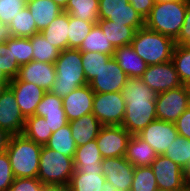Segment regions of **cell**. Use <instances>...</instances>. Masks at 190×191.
Listing matches in <instances>:
<instances>
[{"mask_svg": "<svg viewBox=\"0 0 190 191\" xmlns=\"http://www.w3.org/2000/svg\"><path fill=\"white\" fill-rule=\"evenodd\" d=\"M121 93L126 103L121 126L131 135L138 134L157 119L155 102L157 93L141 78H128Z\"/></svg>", "mask_w": 190, "mask_h": 191, "instance_id": "obj_1", "label": "cell"}, {"mask_svg": "<svg viewBox=\"0 0 190 191\" xmlns=\"http://www.w3.org/2000/svg\"><path fill=\"white\" fill-rule=\"evenodd\" d=\"M54 65L56 80L50 92L57 97L63 98L74 89L88 84L84 74L81 52L78 49L68 48L60 51Z\"/></svg>", "mask_w": 190, "mask_h": 191, "instance_id": "obj_2", "label": "cell"}, {"mask_svg": "<svg viewBox=\"0 0 190 191\" xmlns=\"http://www.w3.org/2000/svg\"><path fill=\"white\" fill-rule=\"evenodd\" d=\"M133 50L148 65L172 60L175 41L147 27L139 28L130 44Z\"/></svg>", "mask_w": 190, "mask_h": 191, "instance_id": "obj_3", "label": "cell"}, {"mask_svg": "<svg viewBox=\"0 0 190 191\" xmlns=\"http://www.w3.org/2000/svg\"><path fill=\"white\" fill-rule=\"evenodd\" d=\"M41 148L23 134L10 137L6 153L15 178H37Z\"/></svg>", "mask_w": 190, "mask_h": 191, "instance_id": "obj_4", "label": "cell"}, {"mask_svg": "<svg viewBox=\"0 0 190 191\" xmlns=\"http://www.w3.org/2000/svg\"><path fill=\"white\" fill-rule=\"evenodd\" d=\"M186 0L155 3L145 19V27L172 38H178L185 21Z\"/></svg>", "mask_w": 190, "mask_h": 191, "instance_id": "obj_5", "label": "cell"}, {"mask_svg": "<svg viewBox=\"0 0 190 191\" xmlns=\"http://www.w3.org/2000/svg\"><path fill=\"white\" fill-rule=\"evenodd\" d=\"M73 159L43 145L37 178L46 187H67L74 173Z\"/></svg>", "mask_w": 190, "mask_h": 191, "instance_id": "obj_6", "label": "cell"}, {"mask_svg": "<svg viewBox=\"0 0 190 191\" xmlns=\"http://www.w3.org/2000/svg\"><path fill=\"white\" fill-rule=\"evenodd\" d=\"M159 191H181L187 187L186 171L164 155H158L151 164Z\"/></svg>", "mask_w": 190, "mask_h": 191, "instance_id": "obj_7", "label": "cell"}, {"mask_svg": "<svg viewBox=\"0 0 190 191\" xmlns=\"http://www.w3.org/2000/svg\"><path fill=\"white\" fill-rule=\"evenodd\" d=\"M155 102L157 119L173 123L190 106L185 85L158 93Z\"/></svg>", "mask_w": 190, "mask_h": 191, "instance_id": "obj_8", "label": "cell"}, {"mask_svg": "<svg viewBox=\"0 0 190 191\" xmlns=\"http://www.w3.org/2000/svg\"><path fill=\"white\" fill-rule=\"evenodd\" d=\"M125 104L121 92L95 93L92 113L103 126L121 125L125 115Z\"/></svg>", "mask_w": 190, "mask_h": 191, "instance_id": "obj_9", "label": "cell"}, {"mask_svg": "<svg viewBox=\"0 0 190 191\" xmlns=\"http://www.w3.org/2000/svg\"><path fill=\"white\" fill-rule=\"evenodd\" d=\"M133 27L136 31L145 26V20L129 3V0H99V20Z\"/></svg>", "mask_w": 190, "mask_h": 191, "instance_id": "obj_10", "label": "cell"}, {"mask_svg": "<svg viewBox=\"0 0 190 191\" xmlns=\"http://www.w3.org/2000/svg\"><path fill=\"white\" fill-rule=\"evenodd\" d=\"M131 136L121 125L102 126L96 138L102 158L125 156Z\"/></svg>", "mask_w": 190, "mask_h": 191, "instance_id": "obj_11", "label": "cell"}, {"mask_svg": "<svg viewBox=\"0 0 190 191\" xmlns=\"http://www.w3.org/2000/svg\"><path fill=\"white\" fill-rule=\"evenodd\" d=\"M141 79L157 94L183 85L172 60L148 66Z\"/></svg>", "mask_w": 190, "mask_h": 191, "instance_id": "obj_12", "label": "cell"}, {"mask_svg": "<svg viewBox=\"0 0 190 191\" xmlns=\"http://www.w3.org/2000/svg\"><path fill=\"white\" fill-rule=\"evenodd\" d=\"M102 174L117 191H130L135 167L124 157L104 158Z\"/></svg>", "mask_w": 190, "mask_h": 191, "instance_id": "obj_13", "label": "cell"}, {"mask_svg": "<svg viewBox=\"0 0 190 191\" xmlns=\"http://www.w3.org/2000/svg\"><path fill=\"white\" fill-rule=\"evenodd\" d=\"M157 153L163 155L167 147L176 139L178 131L173 122L156 119L137 134Z\"/></svg>", "mask_w": 190, "mask_h": 191, "instance_id": "obj_14", "label": "cell"}, {"mask_svg": "<svg viewBox=\"0 0 190 191\" xmlns=\"http://www.w3.org/2000/svg\"><path fill=\"white\" fill-rule=\"evenodd\" d=\"M25 120L13 91L7 87L0 96V128L11 136L21 135Z\"/></svg>", "mask_w": 190, "mask_h": 191, "instance_id": "obj_15", "label": "cell"}, {"mask_svg": "<svg viewBox=\"0 0 190 191\" xmlns=\"http://www.w3.org/2000/svg\"><path fill=\"white\" fill-rule=\"evenodd\" d=\"M127 79V74L121 69L115 58L111 57L98 75L88 84L94 93L121 92Z\"/></svg>", "mask_w": 190, "mask_h": 191, "instance_id": "obj_16", "label": "cell"}, {"mask_svg": "<svg viewBox=\"0 0 190 191\" xmlns=\"http://www.w3.org/2000/svg\"><path fill=\"white\" fill-rule=\"evenodd\" d=\"M8 87L13 91L22 115L25 118L34 116L45 91L33 83L20 81L17 77L11 79Z\"/></svg>", "mask_w": 190, "mask_h": 191, "instance_id": "obj_17", "label": "cell"}, {"mask_svg": "<svg viewBox=\"0 0 190 191\" xmlns=\"http://www.w3.org/2000/svg\"><path fill=\"white\" fill-rule=\"evenodd\" d=\"M17 78L20 81L33 83L48 92L56 80L55 65L32 60L29 63L20 65Z\"/></svg>", "mask_w": 190, "mask_h": 191, "instance_id": "obj_18", "label": "cell"}, {"mask_svg": "<svg viewBox=\"0 0 190 191\" xmlns=\"http://www.w3.org/2000/svg\"><path fill=\"white\" fill-rule=\"evenodd\" d=\"M94 91L89 84L74 89L70 94L62 98V106L68 121L81 118L85 114L92 113Z\"/></svg>", "mask_w": 190, "mask_h": 191, "instance_id": "obj_19", "label": "cell"}, {"mask_svg": "<svg viewBox=\"0 0 190 191\" xmlns=\"http://www.w3.org/2000/svg\"><path fill=\"white\" fill-rule=\"evenodd\" d=\"M35 115L44 117L52 132L69 124L62 106V98L50 91L44 93L42 100L37 105Z\"/></svg>", "mask_w": 190, "mask_h": 191, "instance_id": "obj_20", "label": "cell"}, {"mask_svg": "<svg viewBox=\"0 0 190 191\" xmlns=\"http://www.w3.org/2000/svg\"><path fill=\"white\" fill-rule=\"evenodd\" d=\"M71 134L75 140L76 146H82L97 138L101 122L93 113L85 114L81 118L69 121Z\"/></svg>", "mask_w": 190, "mask_h": 191, "instance_id": "obj_21", "label": "cell"}, {"mask_svg": "<svg viewBox=\"0 0 190 191\" xmlns=\"http://www.w3.org/2000/svg\"><path fill=\"white\" fill-rule=\"evenodd\" d=\"M29 9L39 32L58 17L64 10L52 0H27Z\"/></svg>", "mask_w": 190, "mask_h": 191, "instance_id": "obj_22", "label": "cell"}, {"mask_svg": "<svg viewBox=\"0 0 190 191\" xmlns=\"http://www.w3.org/2000/svg\"><path fill=\"white\" fill-rule=\"evenodd\" d=\"M155 150L137 134L132 135L128 141L125 158L134 167L151 166L157 157Z\"/></svg>", "mask_w": 190, "mask_h": 191, "instance_id": "obj_23", "label": "cell"}, {"mask_svg": "<svg viewBox=\"0 0 190 191\" xmlns=\"http://www.w3.org/2000/svg\"><path fill=\"white\" fill-rule=\"evenodd\" d=\"M113 57L128 78H141L148 67L131 45L115 48Z\"/></svg>", "mask_w": 190, "mask_h": 191, "instance_id": "obj_24", "label": "cell"}, {"mask_svg": "<svg viewBox=\"0 0 190 191\" xmlns=\"http://www.w3.org/2000/svg\"><path fill=\"white\" fill-rule=\"evenodd\" d=\"M102 159L96 139H94L85 145L77 146L73 159L74 169H77L80 172L102 171Z\"/></svg>", "mask_w": 190, "mask_h": 191, "instance_id": "obj_25", "label": "cell"}, {"mask_svg": "<svg viewBox=\"0 0 190 191\" xmlns=\"http://www.w3.org/2000/svg\"><path fill=\"white\" fill-rule=\"evenodd\" d=\"M69 14L62 12L41 31L44 38L60 51L68 49Z\"/></svg>", "mask_w": 190, "mask_h": 191, "instance_id": "obj_26", "label": "cell"}, {"mask_svg": "<svg viewBox=\"0 0 190 191\" xmlns=\"http://www.w3.org/2000/svg\"><path fill=\"white\" fill-rule=\"evenodd\" d=\"M97 24L114 48L130 45L136 33L133 27L115 23L107 19L99 20Z\"/></svg>", "mask_w": 190, "mask_h": 191, "instance_id": "obj_27", "label": "cell"}, {"mask_svg": "<svg viewBox=\"0 0 190 191\" xmlns=\"http://www.w3.org/2000/svg\"><path fill=\"white\" fill-rule=\"evenodd\" d=\"M105 181L106 178L102 171L80 172L74 169L67 187L70 191H100L103 189Z\"/></svg>", "mask_w": 190, "mask_h": 191, "instance_id": "obj_28", "label": "cell"}, {"mask_svg": "<svg viewBox=\"0 0 190 191\" xmlns=\"http://www.w3.org/2000/svg\"><path fill=\"white\" fill-rule=\"evenodd\" d=\"M81 53L85 52H99L114 56L115 48L108 41V38L104 35L100 26L96 23L92 27L90 33L82 42L81 46L78 48Z\"/></svg>", "mask_w": 190, "mask_h": 191, "instance_id": "obj_29", "label": "cell"}, {"mask_svg": "<svg viewBox=\"0 0 190 191\" xmlns=\"http://www.w3.org/2000/svg\"><path fill=\"white\" fill-rule=\"evenodd\" d=\"M63 10L79 20L99 21V0H68Z\"/></svg>", "mask_w": 190, "mask_h": 191, "instance_id": "obj_30", "label": "cell"}, {"mask_svg": "<svg viewBox=\"0 0 190 191\" xmlns=\"http://www.w3.org/2000/svg\"><path fill=\"white\" fill-rule=\"evenodd\" d=\"M45 146L67 157L74 158L77 146L72 137L70 125L67 124L53 132Z\"/></svg>", "mask_w": 190, "mask_h": 191, "instance_id": "obj_31", "label": "cell"}, {"mask_svg": "<svg viewBox=\"0 0 190 191\" xmlns=\"http://www.w3.org/2000/svg\"><path fill=\"white\" fill-rule=\"evenodd\" d=\"M52 133L44 117L34 115L26 118L22 133L26 138L43 146L48 142Z\"/></svg>", "mask_w": 190, "mask_h": 191, "instance_id": "obj_32", "label": "cell"}, {"mask_svg": "<svg viewBox=\"0 0 190 191\" xmlns=\"http://www.w3.org/2000/svg\"><path fill=\"white\" fill-rule=\"evenodd\" d=\"M33 47V60L38 62H48L54 64L60 55V50L51 45L41 32L36 33L30 38Z\"/></svg>", "mask_w": 190, "mask_h": 191, "instance_id": "obj_33", "label": "cell"}, {"mask_svg": "<svg viewBox=\"0 0 190 191\" xmlns=\"http://www.w3.org/2000/svg\"><path fill=\"white\" fill-rule=\"evenodd\" d=\"M12 37L30 38L39 31L29 9L25 7L9 24Z\"/></svg>", "mask_w": 190, "mask_h": 191, "instance_id": "obj_34", "label": "cell"}, {"mask_svg": "<svg viewBox=\"0 0 190 191\" xmlns=\"http://www.w3.org/2000/svg\"><path fill=\"white\" fill-rule=\"evenodd\" d=\"M163 155L186 170L190 165V140L178 134Z\"/></svg>", "mask_w": 190, "mask_h": 191, "instance_id": "obj_35", "label": "cell"}, {"mask_svg": "<svg viewBox=\"0 0 190 191\" xmlns=\"http://www.w3.org/2000/svg\"><path fill=\"white\" fill-rule=\"evenodd\" d=\"M94 24V22L79 20L69 15L68 48L78 49Z\"/></svg>", "mask_w": 190, "mask_h": 191, "instance_id": "obj_36", "label": "cell"}, {"mask_svg": "<svg viewBox=\"0 0 190 191\" xmlns=\"http://www.w3.org/2000/svg\"><path fill=\"white\" fill-rule=\"evenodd\" d=\"M130 191H159L151 166L135 167Z\"/></svg>", "mask_w": 190, "mask_h": 191, "instance_id": "obj_37", "label": "cell"}, {"mask_svg": "<svg viewBox=\"0 0 190 191\" xmlns=\"http://www.w3.org/2000/svg\"><path fill=\"white\" fill-rule=\"evenodd\" d=\"M81 56L87 83L98 75L103 66L106 65L108 60L112 57L99 52H85L81 53Z\"/></svg>", "mask_w": 190, "mask_h": 191, "instance_id": "obj_38", "label": "cell"}, {"mask_svg": "<svg viewBox=\"0 0 190 191\" xmlns=\"http://www.w3.org/2000/svg\"><path fill=\"white\" fill-rule=\"evenodd\" d=\"M172 62L182 84H188L190 82V49L184 45L176 44L172 54Z\"/></svg>", "mask_w": 190, "mask_h": 191, "instance_id": "obj_39", "label": "cell"}, {"mask_svg": "<svg viewBox=\"0 0 190 191\" xmlns=\"http://www.w3.org/2000/svg\"><path fill=\"white\" fill-rule=\"evenodd\" d=\"M12 47V54L19 65L29 63L33 60V47L29 38L12 37L5 42Z\"/></svg>", "mask_w": 190, "mask_h": 191, "instance_id": "obj_40", "label": "cell"}, {"mask_svg": "<svg viewBox=\"0 0 190 191\" xmlns=\"http://www.w3.org/2000/svg\"><path fill=\"white\" fill-rule=\"evenodd\" d=\"M20 65L12 54V47L0 43V70L11 80L18 76Z\"/></svg>", "mask_w": 190, "mask_h": 191, "instance_id": "obj_41", "label": "cell"}, {"mask_svg": "<svg viewBox=\"0 0 190 191\" xmlns=\"http://www.w3.org/2000/svg\"><path fill=\"white\" fill-rule=\"evenodd\" d=\"M25 7H27V0H0L1 22L9 25Z\"/></svg>", "mask_w": 190, "mask_h": 191, "instance_id": "obj_42", "label": "cell"}, {"mask_svg": "<svg viewBox=\"0 0 190 191\" xmlns=\"http://www.w3.org/2000/svg\"><path fill=\"white\" fill-rule=\"evenodd\" d=\"M13 174L9 157L6 152L0 154V191H7L12 185Z\"/></svg>", "mask_w": 190, "mask_h": 191, "instance_id": "obj_43", "label": "cell"}, {"mask_svg": "<svg viewBox=\"0 0 190 191\" xmlns=\"http://www.w3.org/2000/svg\"><path fill=\"white\" fill-rule=\"evenodd\" d=\"M46 188L38 178H15L7 191H45Z\"/></svg>", "mask_w": 190, "mask_h": 191, "instance_id": "obj_44", "label": "cell"}, {"mask_svg": "<svg viewBox=\"0 0 190 191\" xmlns=\"http://www.w3.org/2000/svg\"><path fill=\"white\" fill-rule=\"evenodd\" d=\"M174 124L178 134L190 140V106L179 116Z\"/></svg>", "mask_w": 190, "mask_h": 191, "instance_id": "obj_45", "label": "cell"}, {"mask_svg": "<svg viewBox=\"0 0 190 191\" xmlns=\"http://www.w3.org/2000/svg\"><path fill=\"white\" fill-rule=\"evenodd\" d=\"M189 39H190V0H186L185 21L180 29L178 38L175 40V44L183 45Z\"/></svg>", "mask_w": 190, "mask_h": 191, "instance_id": "obj_46", "label": "cell"}, {"mask_svg": "<svg viewBox=\"0 0 190 191\" xmlns=\"http://www.w3.org/2000/svg\"><path fill=\"white\" fill-rule=\"evenodd\" d=\"M129 3L137 11V13L145 20L151 12L155 0H129Z\"/></svg>", "mask_w": 190, "mask_h": 191, "instance_id": "obj_47", "label": "cell"}, {"mask_svg": "<svg viewBox=\"0 0 190 191\" xmlns=\"http://www.w3.org/2000/svg\"><path fill=\"white\" fill-rule=\"evenodd\" d=\"M11 135L0 128V154L6 152Z\"/></svg>", "mask_w": 190, "mask_h": 191, "instance_id": "obj_48", "label": "cell"}, {"mask_svg": "<svg viewBox=\"0 0 190 191\" xmlns=\"http://www.w3.org/2000/svg\"><path fill=\"white\" fill-rule=\"evenodd\" d=\"M9 38H12L10 27L8 24L2 23L0 20V43L6 42Z\"/></svg>", "mask_w": 190, "mask_h": 191, "instance_id": "obj_49", "label": "cell"}, {"mask_svg": "<svg viewBox=\"0 0 190 191\" xmlns=\"http://www.w3.org/2000/svg\"><path fill=\"white\" fill-rule=\"evenodd\" d=\"M100 191H117V189H114L110 182L105 181L103 189H101Z\"/></svg>", "mask_w": 190, "mask_h": 191, "instance_id": "obj_50", "label": "cell"}, {"mask_svg": "<svg viewBox=\"0 0 190 191\" xmlns=\"http://www.w3.org/2000/svg\"><path fill=\"white\" fill-rule=\"evenodd\" d=\"M45 191H70L68 187H47Z\"/></svg>", "mask_w": 190, "mask_h": 191, "instance_id": "obj_51", "label": "cell"}, {"mask_svg": "<svg viewBox=\"0 0 190 191\" xmlns=\"http://www.w3.org/2000/svg\"><path fill=\"white\" fill-rule=\"evenodd\" d=\"M10 81H0V96L5 91V89L8 87Z\"/></svg>", "mask_w": 190, "mask_h": 191, "instance_id": "obj_52", "label": "cell"}, {"mask_svg": "<svg viewBox=\"0 0 190 191\" xmlns=\"http://www.w3.org/2000/svg\"><path fill=\"white\" fill-rule=\"evenodd\" d=\"M54 1L57 5H59L62 9H64L68 3V0H52Z\"/></svg>", "mask_w": 190, "mask_h": 191, "instance_id": "obj_53", "label": "cell"}, {"mask_svg": "<svg viewBox=\"0 0 190 191\" xmlns=\"http://www.w3.org/2000/svg\"><path fill=\"white\" fill-rule=\"evenodd\" d=\"M0 81H11V80L0 70Z\"/></svg>", "mask_w": 190, "mask_h": 191, "instance_id": "obj_54", "label": "cell"}, {"mask_svg": "<svg viewBox=\"0 0 190 191\" xmlns=\"http://www.w3.org/2000/svg\"><path fill=\"white\" fill-rule=\"evenodd\" d=\"M171 1H182V0H155V3L171 2Z\"/></svg>", "mask_w": 190, "mask_h": 191, "instance_id": "obj_55", "label": "cell"}, {"mask_svg": "<svg viewBox=\"0 0 190 191\" xmlns=\"http://www.w3.org/2000/svg\"><path fill=\"white\" fill-rule=\"evenodd\" d=\"M188 91V96L190 98V82L188 84L185 85Z\"/></svg>", "mask_w": 190, "mask_h": 191, "instance_id": "obj_56", "label": "cell"}, {"mask_svg": "<svg viewBox=\"0 0 190 191\" xmlns=\"http://www.w3.org/2000/svg\"><path fill=\"white\" fill-rule=\"evenodd\" d=\"M183 45L190 49V39L186 41Z\"/></svg>", "mask_w": 190, "mask_h": 191, "instance_id": "obj_57", "label": "cell"}, {"mask_svg": "<svg viewBox=\"0 0 190 191\" xmlns=\"http://www.w3.org/2000/svg\"><path fill=\"white\" fill-rule=\"evenodd\" d=\"M185 171H186L188 177L190 178V165H189V167Z\"/></svg>", "mask_w": 190, "mask_h": 191, "instance_id": "obj_58", "label": "cell"}, {"mask_svg": "<svg viewBox=\"0 0 190 191\" xmlns=\"http://www.w3.org/2000/svg\"><path fill=\"white\" fill-rule=\"evenodd\" d=\"M186 188L190 191V178H188L187 187Z\"/></svg>", "mask_w": 190, "mask_h": 191, "instance_id": "obj_59", "label": "cell"}]
</instances>
